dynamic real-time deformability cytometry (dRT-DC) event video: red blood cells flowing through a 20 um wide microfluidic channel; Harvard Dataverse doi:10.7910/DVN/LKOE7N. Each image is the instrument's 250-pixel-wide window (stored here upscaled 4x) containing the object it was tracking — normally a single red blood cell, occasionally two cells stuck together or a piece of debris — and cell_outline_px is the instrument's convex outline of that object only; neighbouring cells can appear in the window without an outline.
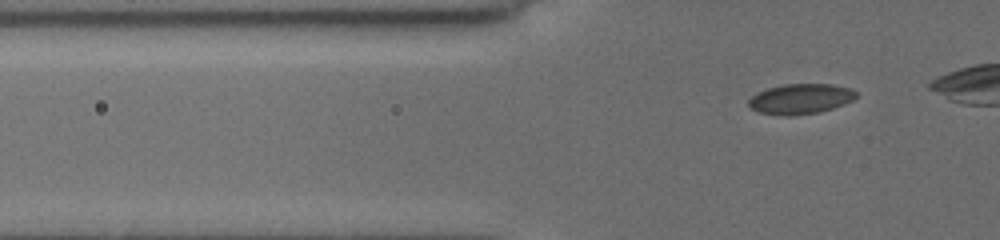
{"species": "common noctule bat (a hibernating species)", "species_latin": "Nyctalus noctula", "temperature_condition": "cold", "stored_images_in_passage": 43, "camera_frame_rate_fps": 3000, "um_per_image_px": 0.085, "animal": {"sex": "female", "body_mass_g": 19.5, "forearm_length_mm": 54.1}, "frame": {"image": 1, "passage_image": 16, "time_ms": 5.0, "image_size_px": [1000, 240], "cell_outline_px": [[856, 96], [852, 100], [844, 104], [820, 112], [788, 116], [760, 112], [752, 108], [748, 104], [748, 100], [756, 92], [768, 88], [784, 84], [832, 84], [848, 88], [856, 92]], "centroid_in_image_um": [68.02, 8.4], "position_along_channel_um": 57.8, "area_um2": 18.73}}
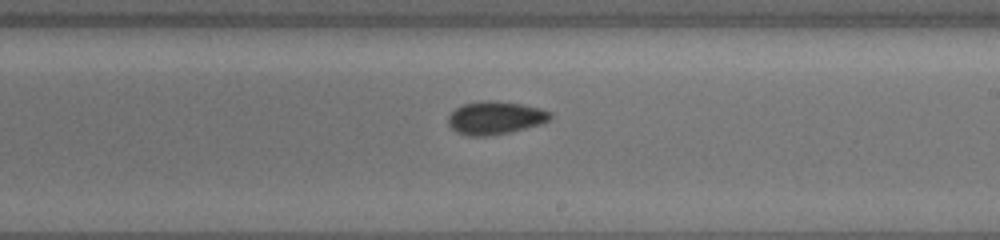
{"frame": {"image": 2, "passage_image": 32, "time_ms": 10.333, "image_size_px": [1000, 240], "cell_outline_px": [[552, 116], [548, 120], [540, 124], [508, 132], [488, 136], [468, 136], [456, 132], [448, 124], [448, 116], [456, 108], [464, 104], [480, 100], [496, 100], [520, 104], [540, 108], [552, 112]], "centroid_in_image_um": [42.07, 10.01], "position_along_channel_um": 246.9, "area_um2": 19.59}}
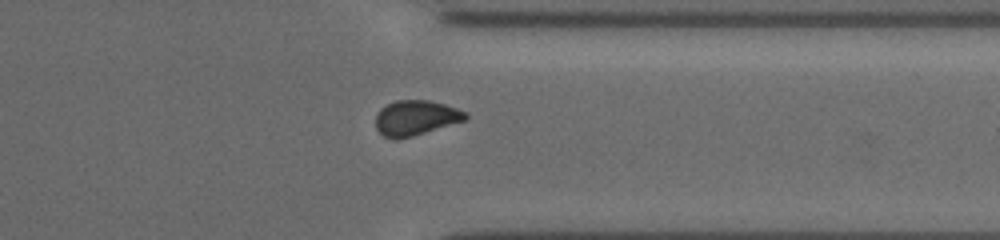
{"frame": {"image": 3, "passage_image": 42, "time_ms": 13.667, "image_size_px": [1000, 240], "cell_outline_px": [[468, 116], [464, 120], [412, 136], [384, 136], [376, 128], [376, 116], [380, 108], [396, 100], [428, 100], [444, 104], [468, 112]], "centroid_in_image_um": [35.35, 9.97], "position_along_channel_um": 376.0, "area_um2": 17.74}}